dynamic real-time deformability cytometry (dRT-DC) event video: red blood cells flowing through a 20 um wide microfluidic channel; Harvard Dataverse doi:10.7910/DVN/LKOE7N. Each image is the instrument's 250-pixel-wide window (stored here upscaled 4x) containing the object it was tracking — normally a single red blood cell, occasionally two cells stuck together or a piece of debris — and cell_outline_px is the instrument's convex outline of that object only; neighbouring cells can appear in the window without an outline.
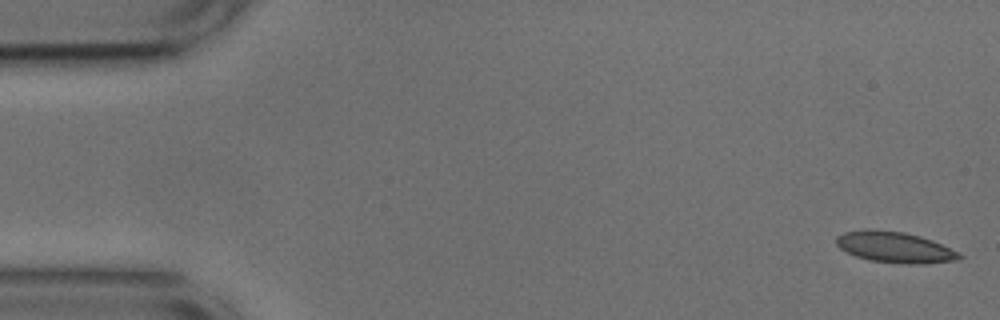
{"species": "common noctule bat (a hibernating species)", "species_latin": "Nyctalus noctula", "temperature_condition": "cold", "stored_images_in_passage": 52, "camera_frame_rate_fps": 3000, "um_per_image_px": 0.085, "animal": {"sex": "male", "body_mass_g": 17.9, "forearm_length_mm": 54.2}, "frame": {"image": 1, "passage_image": 1, "time_ms": 0.0, "image_size_px": [1000, 320], "cell_outline_px": [[964, 256], [952, 260], [924, 264], [908, 264], [868, 260], [856, 256], [840, 248], [836, 244], [836, 236], [844, 232], [868, 228], [904, 232], [920, 236], [932, 240], [960, 252]], "centroid_in_image_um": [76.04, 21.0], "position_along_channel_um": 9.0, "area_um2": 22.2}}
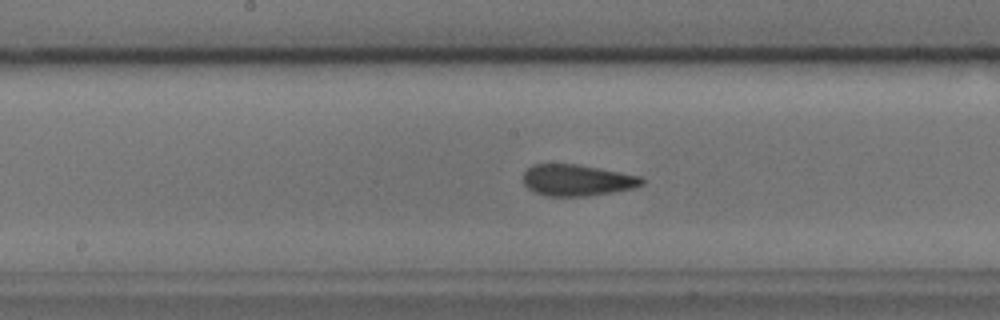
{"frame": {"image": 2, "passage_image": 26, "time_ms": 8.333, "image_size_px": [1000, 320], "cell_outline_px": [[644, 184], [636, 188], [588, 196], [544, 196], [532, 192], [524, 184], [524, 172], [532, 164], [576, 164], [600, 168], [640, 176], [644, 180]], "centroid_in_image_um": [49.05, 15.32], "position_along_channel_um": 199.2, "area_um2": 21.85}}
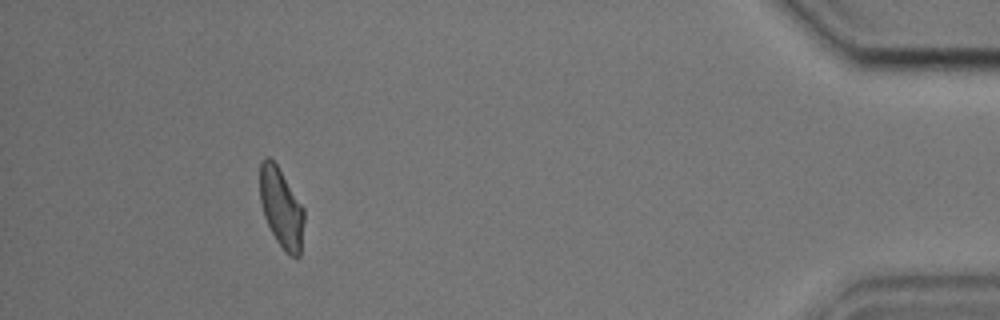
{"frame": {"image": 3, "passage_image": 48, "time_ms": 15.667, "image_size_px": [1000, 320], "cell_outline_px": [[304, 220], [300, 256], [296, 260], [288, 256], [276, 240], [264, 216], [260, 200], [260, 164], [264, 156], [268, 156], [276, 164], [304, 208]], "centroid_in_image_um": [23.92, 17.72], "position_along_channel_um": 411.3, "area_um2": 20.52}, "authors_computed_cell_mechanics": {"area_um2": 21.7328, "velocity_mm_per_s": 3.7329, "shape_relaxation_time_tau1_ms": null, "shape_relaxation_time_tau2_ms": 2.0215, "deformation_change_tau1": null, "deformation_change_tau2": 0.0937}}